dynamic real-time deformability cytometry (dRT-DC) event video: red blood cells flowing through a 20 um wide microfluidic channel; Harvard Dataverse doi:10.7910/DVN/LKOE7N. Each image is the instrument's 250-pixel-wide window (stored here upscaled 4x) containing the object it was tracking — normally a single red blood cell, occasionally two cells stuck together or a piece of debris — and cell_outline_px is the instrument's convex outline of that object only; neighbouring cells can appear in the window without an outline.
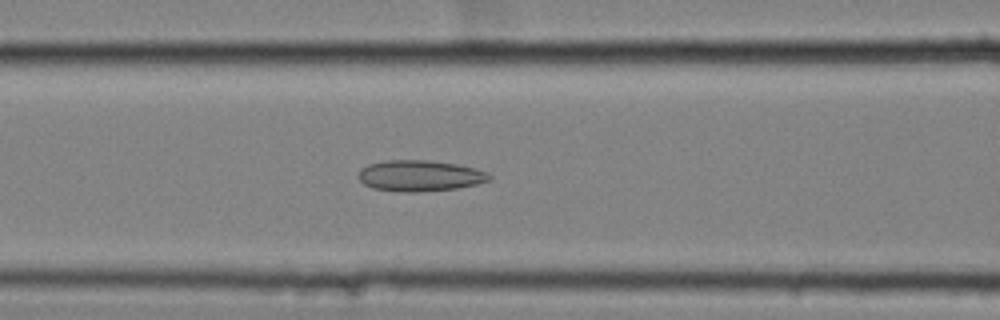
{"species": "common noctule bat (a hibernating species)", "species_latin": "Nyctalus noctula", "temperature_condition": "cold", "stored_images_in_passage": 54, "camera_frame_rate_fps": 3000, "um_per_image_px": 0.085, "animal": {"sex": "female", "body_mass_g": 25.1}, "frame": {"image": 1, "passage_image": 22, "time_ms": 7.0, "image_size_px": [1000, 320], "cell_outline_px": [[492, 180], [476, 184], [456, 188], [420, 192], [400, 192], [372, 188], [364, 184], [356, 176], [360, 168], [368, 164], [388, 160], [428, 160], [456, 164], [488, 172], [492, 176]], "centroid_in_image_um": [35.66, 14.94], "position_along_channel_um": 130.9, "area_um2": 23.81}}
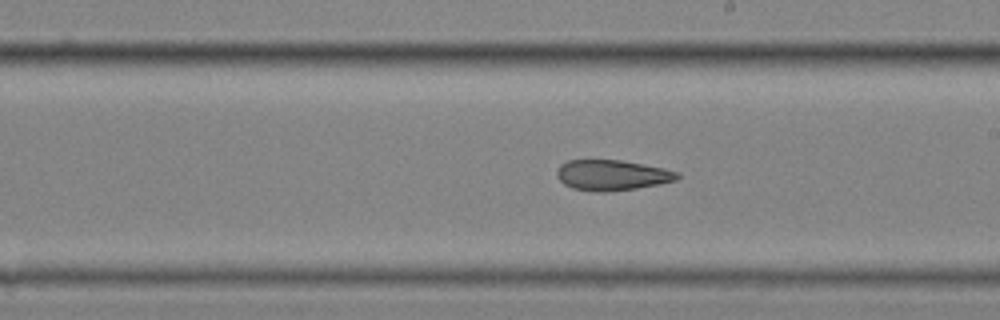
{"frame": {"image": 2, "passage_image": 31, "time_ms": 10.0, "image_size_px": [1000, 320], "cell_outline_px": [[680, 176], [676, 180], [660, 184], [636, 188], [604, 192], [600, 192], [572, 188], [564, 184], [556, 176], [556, 172], [560, 164], [568, 160], [620, 160], [680, 172]], "centroid_in_image_um": [51.99, 14.89], "position_along_channel_um": 237.0, "area_um2": 21.21}}
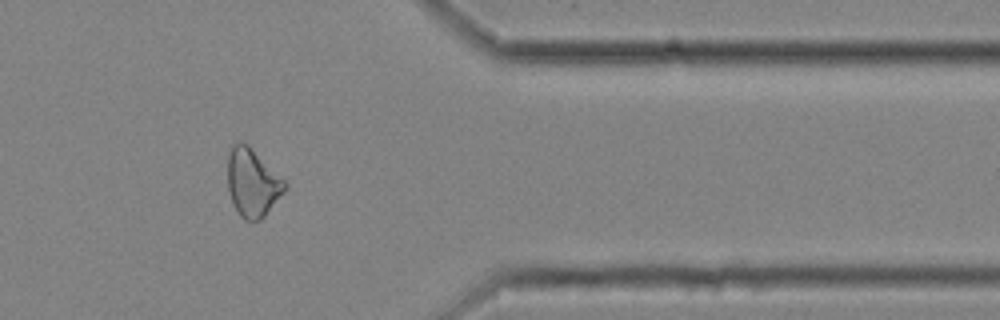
{"frame": {"image": 3, "passage_image": 45, "time_ms": 14.667, "image_size_px": [1000, 320], "cell_outline_px": [[288, 188], [264, 216], [260, 220], [244, 220], [240, 216], [232, 200], [228, 188], [228, 152], [232, 144], [240, 140], [248, 144], [288, 184]], "centroid_in_image_um": [21.46, 15.5], "position_along_channel_um": 389.9, "area_um2": 22.6}, "authors_computed_cell_mechanics": {"area_um2": 23.9581, "velocity_mm_per_s": 3.5442, "shape_relaxation_time_tau1_ms": null, "shape_relaxation_time_tau2_ms": 6.1661, "deformation_change_tau1": null, "deformation_change_tau2": 0.1486}}